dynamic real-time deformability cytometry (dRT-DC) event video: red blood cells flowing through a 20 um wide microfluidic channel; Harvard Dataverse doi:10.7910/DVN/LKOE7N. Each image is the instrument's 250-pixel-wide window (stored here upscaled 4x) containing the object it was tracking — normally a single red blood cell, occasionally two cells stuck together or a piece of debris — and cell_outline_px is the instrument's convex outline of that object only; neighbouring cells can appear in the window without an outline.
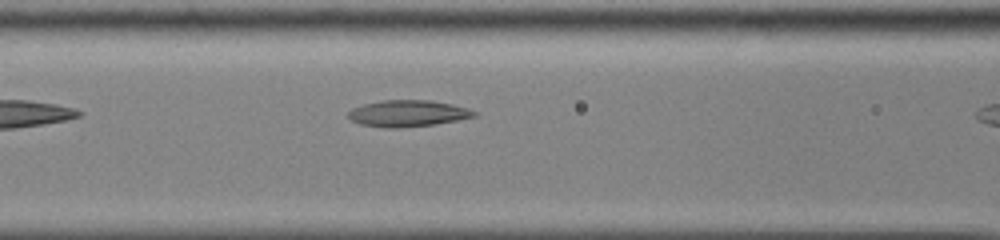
{"species": "common noctule bat (a hibernating species)", "species_latin": "Nyctalus noctula", "temperature_condition": "cold", "stored_images_in_passage": 4, "camera_frame_rate_fps": 3000, "um_per_image_px": 0.085, "animal": {"sex": "male", "body_mass_g": 13.0, "forearm_length_mm": 53.1}, "frame": {"image": 1, "passage_image": 3, "time_ms": 0.667, "image_size_px": [1000, 240], "cell_outline_px": [[476, 116], [436, 124], [396, 128], [384, 128], [360, 124], [352, 120], [348, 116], [348, 112], [352, 108], [364, 104], [380, 100], [432, 100], [452, 104], [468, 108], [476, 112]], "centroid_in_image_um": [34.65, 9.63], "position_along_channel_um": 132.0, "area_um2": 19.42}}